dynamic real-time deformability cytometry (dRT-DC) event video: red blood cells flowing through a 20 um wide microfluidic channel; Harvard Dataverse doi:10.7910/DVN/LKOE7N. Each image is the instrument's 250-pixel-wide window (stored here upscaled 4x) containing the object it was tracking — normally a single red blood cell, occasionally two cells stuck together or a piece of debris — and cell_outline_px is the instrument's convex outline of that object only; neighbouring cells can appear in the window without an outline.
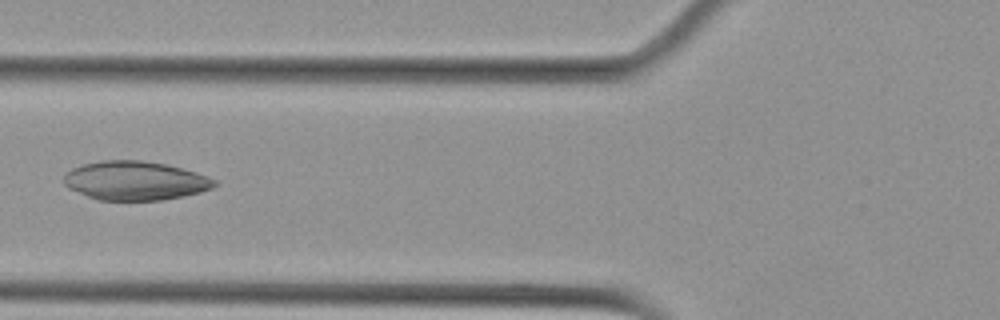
{"species": "Egyptian fruit bat (a non-hibernating species)", "species_latin": "Rousettus aegyptiacus", "temperature_condition": "cold", "stored_images_in_passage": 4, "camera_frame_rate_fps": 3000, "um_per_image_px": 0.085, "animal": {"sex": "female"}, "frame": {"image": 1, "passage_image": 4, "time_ms": 3.333, "image_size_px": [1000, 320], "cell_outline_px": [[216, 184], [212, 188], [200, 192], [184, 196], [160, 200], [100, 200], [88, 196], [68, 188], [64, 184], [64, 176], [72, 168], [84, 164], [100, 160], [140, 160], [168, 164], [196, 172], [208, 176], [216, 180]], "centroid_in_image_um": [11.5, 15.35], "position_along_channel_um": 114.3, "area_um2": 34.16}}